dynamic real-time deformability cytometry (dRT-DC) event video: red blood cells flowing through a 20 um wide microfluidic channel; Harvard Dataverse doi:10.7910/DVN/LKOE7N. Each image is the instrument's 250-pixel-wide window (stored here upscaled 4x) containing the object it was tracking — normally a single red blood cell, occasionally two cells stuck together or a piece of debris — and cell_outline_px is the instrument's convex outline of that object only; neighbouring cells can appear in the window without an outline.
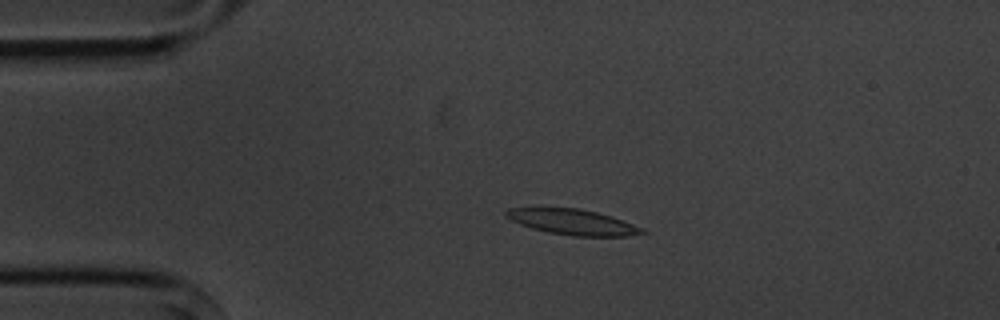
{"species": "common noctule bat (a hibernating species)", "species_latin": "Nyctalus noctula", "temperature_condition": "cold", "stored_images_in_passage": 5, "camera_frame_rate_fps": 3000, "um_per_image_px": 0.085, "animal": {"sex": "male", "body_mass_g": 20.1, "forearm_length_mm": 53.5}, "frame": {"image": 1, "passage_image": 4, "time_ms": 3.333, "image_size_px": [1000, 320], "cell_outline_px": [[648, 232], [628, 236], [572, 236], [548, 232], [532, 228], [520, 224], [504, 216], [504, 212], [508, 208], [580, 208], [596, 212], [632, 224]], "centroid_in_image_um": [48.62, 18.87], "position_along_channel_um": 36.4, "area_um2": 19.88}}